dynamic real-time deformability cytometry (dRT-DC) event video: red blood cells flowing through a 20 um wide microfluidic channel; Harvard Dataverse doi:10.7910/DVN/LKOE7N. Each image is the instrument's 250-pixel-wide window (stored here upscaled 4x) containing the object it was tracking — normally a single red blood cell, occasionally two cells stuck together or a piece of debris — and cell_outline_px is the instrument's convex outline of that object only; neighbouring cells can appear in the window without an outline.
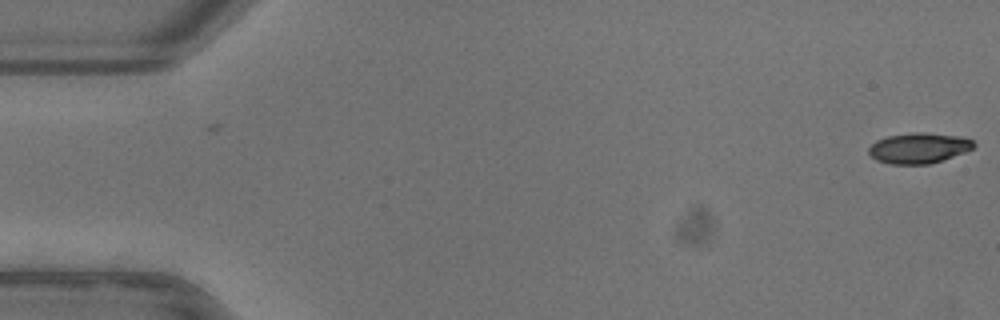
{"species": "common noctule bat (a hibernating species)", "species_latin": "Nyctalus noctula", "temperature_condition": "warm", "stored_images_in_passage": 5, "camera_frame_rate_fps": 3000, "um_per_image_px": 0.085, "animal": {"sex": "female"}, "frame": {"image": 1, "passage_image": 5, "time_ms": 1.333, "image_size_px": [1000, 320], "cell_outline_px": [[976, 144], [972, 148], [964, 152], [928, 164], [892, 164], [876, 160], [868, 152], [868, 148], [876, 140], [888, 136], [912, 132], [924, 132], [960, 136], [972, 140]], "centroid_in_image_um": [78.07, 12.57], "position_along_channel_um": 6.9, "area_um2": 18.5}}